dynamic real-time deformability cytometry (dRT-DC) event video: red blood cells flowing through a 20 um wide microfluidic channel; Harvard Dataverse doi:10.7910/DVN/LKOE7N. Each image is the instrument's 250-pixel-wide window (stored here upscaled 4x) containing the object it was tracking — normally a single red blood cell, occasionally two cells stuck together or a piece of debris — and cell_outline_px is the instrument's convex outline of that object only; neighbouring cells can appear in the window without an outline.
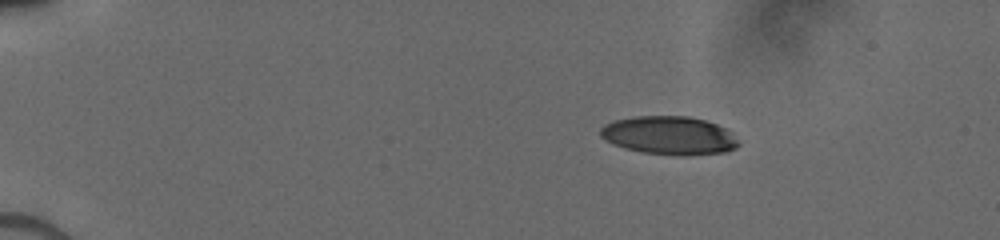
{"species": "human", "species_latin": "Homo sapiens", "temperature_condition": "cold", "stored_images_in_passage": 25, "camera_frame_rate_fps": 3000, "um_per_image_px": 0.085, "donor": {"sex": "male"}, "frame": {"image": 1, "passage_image": 1, "time_ms": 0.0, "image_size_px": [1000, 240], "cell_outline_px": [[740, 144], [736, 148], [728, 152], [688, 156], [684, 156], [644, 152], [624, 148], [612, 144], [600, 136], [600, 128], [604, 124], [616, 120], [636, 116], [688, 116], [704, 120], [716, 124], [732, 132]], "centroid_in_image_um": [56.91, 11.52], "position_along_channel_um": 28.1, "area_um2": 31.04}}
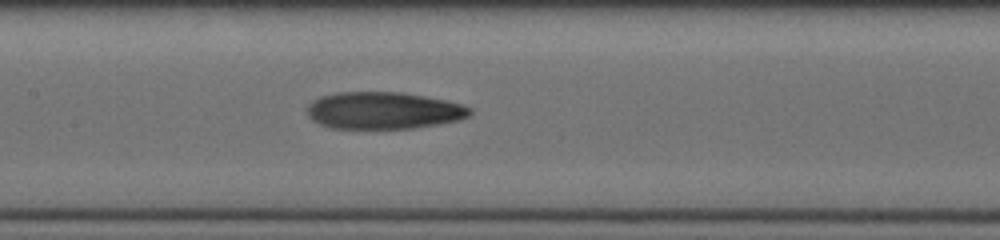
{"frame": {"image": 2, "passage_image": 15, "time_ms": 6.0, "image_size_px": [1000, 240], "cell_outline_px": [[472, 112], [468, 116], [460, 120], [412, 128], [332, 128], [320, 124], [312, 120], [308, 116], [308, 104], [312, 100], [320, 96], [336, 92], [400, 92], [424, 96], [444, 100], [460, 104], [472, 108]], "centroid_in_image_um": [32.57, 9.39], "position_along_channel_um": 174.8, "area_um2": 35.03}}
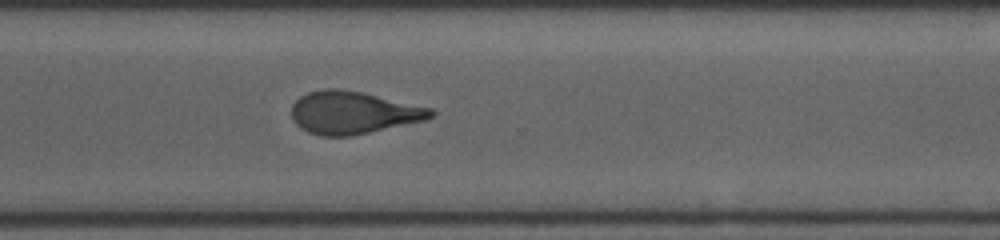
{"frame": {"image": 3, "passage_image": 25, "time_ms": 10.0, "image_size_px": [1000, 240], "cell_outline_px": [[436, 112], [432, 116], [424, 120], [368, 132], [348, 136], [320, 136], [308, 132], [300, 128], [292, 120], [292, 104], [300, 96], [308, 92], [324, 88], [336, 88], [360, 92], [432, 108]], "centroid_in_image_um": [29.96, 9.57], "position_along_channel_um": 340.6, "area_um2": 34.22}}